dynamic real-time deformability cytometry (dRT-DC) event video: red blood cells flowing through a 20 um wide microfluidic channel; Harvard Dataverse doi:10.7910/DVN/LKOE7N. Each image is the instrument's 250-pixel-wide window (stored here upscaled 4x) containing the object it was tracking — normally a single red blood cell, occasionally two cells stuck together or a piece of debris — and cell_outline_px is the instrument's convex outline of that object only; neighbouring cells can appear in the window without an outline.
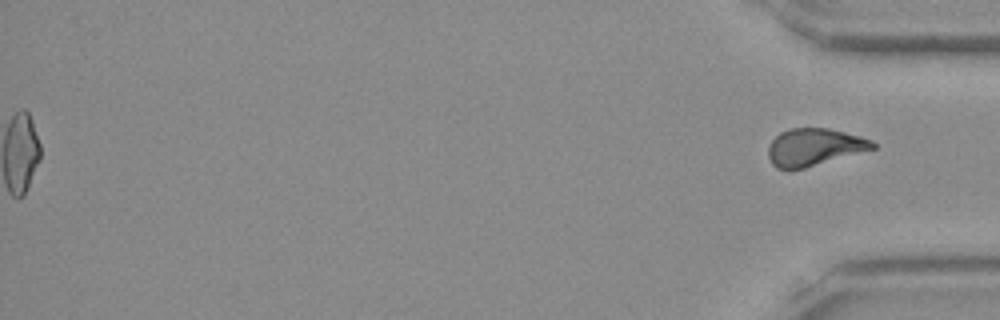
{"species": "Egyptian fruit bat (a non-hibernating species)", "species_latin": "Rousettus aegyptiacus", "temperature_condition": "room temperature", "stored_images_in_passage": 51, "segment_of_instrument_passage": [2, 2], "camera_frame_rate_fps": 3000, "um_per_image_px": 0.085, "frame": {"image": 1, "passage_image": 51, "time_ms": 16.667, "image_size_px": [1000, 320], "cell_outline_px": [[876, 148], [804, 168], [788, 172], [776, 168], [772, 164], [768, 156], [768, 144], [780, 132], [788, 128], [828, 128], [860, 136], [872, 140], [876, 144]], "centroid_in_image_um": [69.16, 12.52], "position_along_channel_um": 366.0, "area_um2": 22.95}}